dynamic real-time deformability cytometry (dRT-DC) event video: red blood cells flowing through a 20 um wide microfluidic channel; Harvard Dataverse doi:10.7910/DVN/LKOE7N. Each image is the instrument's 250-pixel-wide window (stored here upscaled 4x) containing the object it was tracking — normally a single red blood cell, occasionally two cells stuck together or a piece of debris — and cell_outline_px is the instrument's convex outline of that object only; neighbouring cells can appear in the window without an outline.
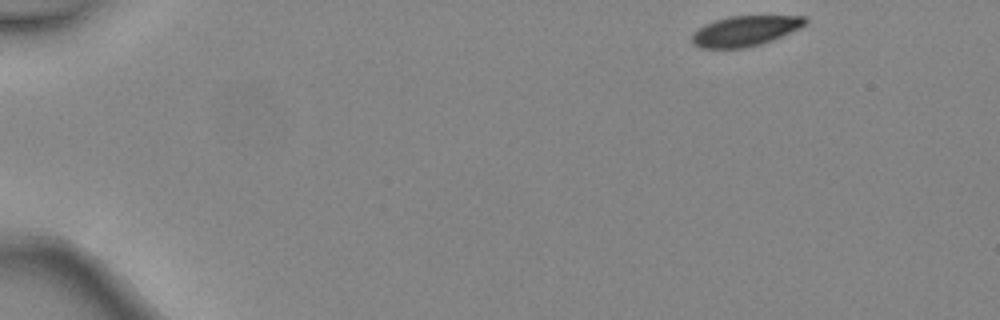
{"species": "common noctule bat (a hibernating species)", "species_latin": "Nyctalus noctula", "temperature_condition": "warm", "stored_images_in_passage": 3, "camera_frame_rate_fps": 3000, "um_per_image_px": 0.085, "animal": {"sex": "female", "body_mass_g": 24.6, "forearm_length_mm": 56.2}, "frame": {"image": 1, "passage_image": 1, "time_ms": 0.0, "image_size_px": [1000, 320], "cell_outline_px": [[808, 20], [800, 28], [772, 40], [760, 44], [744, 48], [700, 48], [692, 44], [692, 32], [704, 24], [716, 20], [732, 16], [804, 16]], "centroid_in_image_um": [63.29, 2.63], "position_along_channel_um": 21.7, "area_um2": 19.88}}